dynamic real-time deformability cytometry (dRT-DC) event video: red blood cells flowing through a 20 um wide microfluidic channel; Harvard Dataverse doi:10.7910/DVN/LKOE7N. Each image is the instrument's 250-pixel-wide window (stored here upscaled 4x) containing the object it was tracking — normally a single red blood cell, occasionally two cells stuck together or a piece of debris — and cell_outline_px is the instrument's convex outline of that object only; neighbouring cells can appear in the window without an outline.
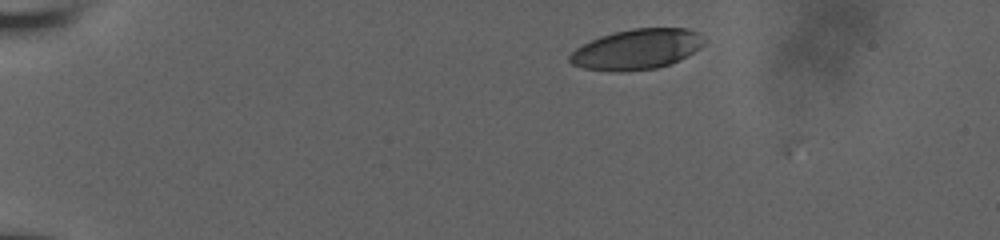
{"species": "human", "species_latin": "Homo sapiens", "temperature_condition": "room temperature", "stored_images_in_passage": 2, "camera_frame_rate_fps": 3000, "um_per_image_px": 0.085, "donor": {"sex": "male"}, "frame": {"image": 1, "passage_image": 1, "time_ms": 0.0, "image_size_px": [1000, 240], "cell_outline_px": [[704, 44], [700, 48], [668, 64], [656, 68], [620, 72], [608, 72], [584, 68], [572, 64], [568, 60], [568, 56], [576, 48], [600, 36], [632, 28], [688, 28], [700, 32]], "centroid_in_image_um": [54.1, 4.19], "position_along_channel_um": 30.9, "area_um2": 31.39}}